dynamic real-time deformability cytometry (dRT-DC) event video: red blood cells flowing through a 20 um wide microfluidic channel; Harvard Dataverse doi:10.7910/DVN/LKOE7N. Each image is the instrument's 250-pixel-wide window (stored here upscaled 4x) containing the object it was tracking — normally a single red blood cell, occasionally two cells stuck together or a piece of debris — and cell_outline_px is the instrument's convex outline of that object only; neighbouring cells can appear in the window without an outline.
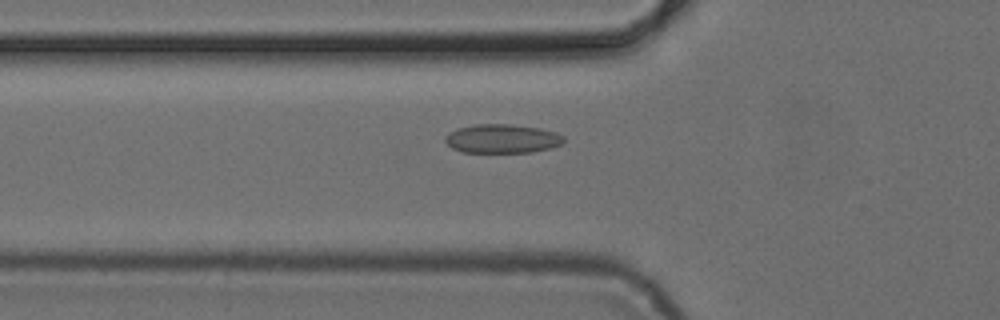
{"species": "common noctule bat (a hibernating species)", "species_latin": "Nyctalus noctula", "temperature_condition": "cold", "stored_images_in_passage": 53, "camera_frame_rate_fps": 3000, "um_per_image_px": 0.085, "animal": {"sex": "female", "body_mass_g": 24.6, "forearm_length_mm": 56.2}, "frame": {"image": 1, "passage_image": 19, "time_ms": 6.0, "image_size_px": [1000, 320], "cell_outline_px": [[564, 144], [532, 152], [460, 152], [452, 148], [444, 140], [444, 136], [448, 132], [456, 128], [476, 124], [512, 124], [540, 128], [556, 132], [564, 136]], "centroid_in_image_um": [42.67, 11.78], "position_along_channel_um": 83.1, "area_um2": 20.17}}
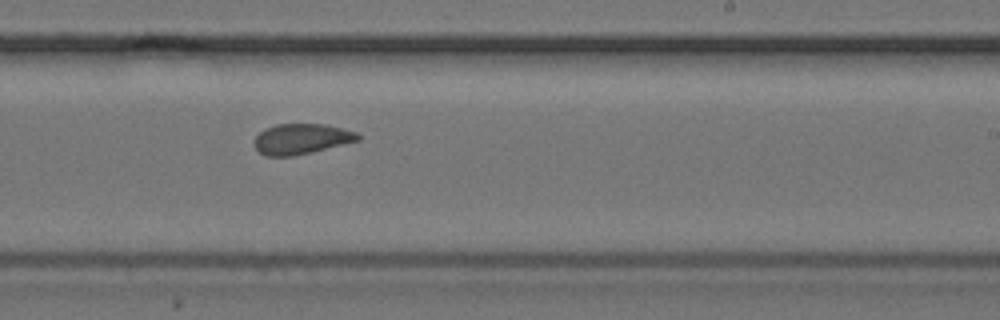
{"frame": {"image": 2, "passage_image": 33, "time_ms": 10.667, "image_size_px": [1000, 320], "cell_outline_px": [[360, 140], [312, 152], [292, 156], [264, 156], [252, 144], [256, 136], [264, 128], [276, 124], [324, 124], [356, 132], [360, 136]], "centroid_in_image_um": [25.58, 11.81], "position_along_channel_um": 263.4, "area_um2": 18.38}}
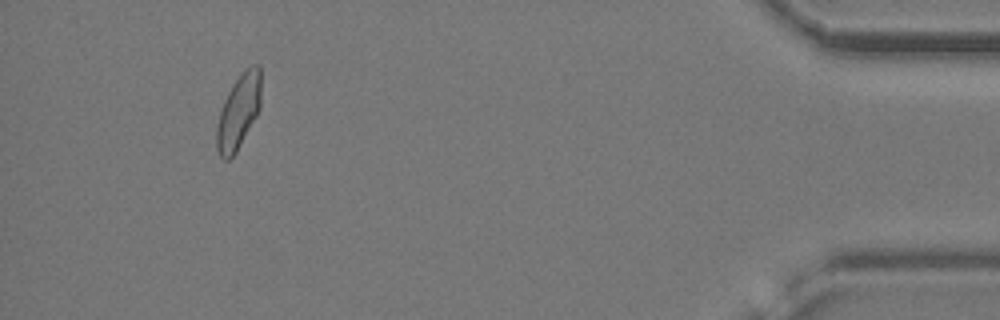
{"frame": {"image": 3, "passage_image": 50, "time_ms": 16.333, "image_size_px": [1000, 320], "cell_outline_px": [[260, 108], [256, 116], [236, 152], [228, 160], [224, 160], [220, 156], [216, 148], [216, 128], [220, 112], [224, 100], [232, 84], [244, 68], [252, 64], [260, 64]], "centroid_in_image_um": [20.27, 9.46], "position_along_channel_um": 414.9, "area_um2": 19.25}, "authors_computed_cell_mechanics": {"area_um2": 19.2474, "velocity_mm_per_s": 3.8441, "shape_relaxation_time_tau1_ms": 5.566, "shape_relaxation_time_tau2_ms": 1.5988, "deformation_change_tau1": 0.1006, "deformation_change_tau2": 0.0627}}